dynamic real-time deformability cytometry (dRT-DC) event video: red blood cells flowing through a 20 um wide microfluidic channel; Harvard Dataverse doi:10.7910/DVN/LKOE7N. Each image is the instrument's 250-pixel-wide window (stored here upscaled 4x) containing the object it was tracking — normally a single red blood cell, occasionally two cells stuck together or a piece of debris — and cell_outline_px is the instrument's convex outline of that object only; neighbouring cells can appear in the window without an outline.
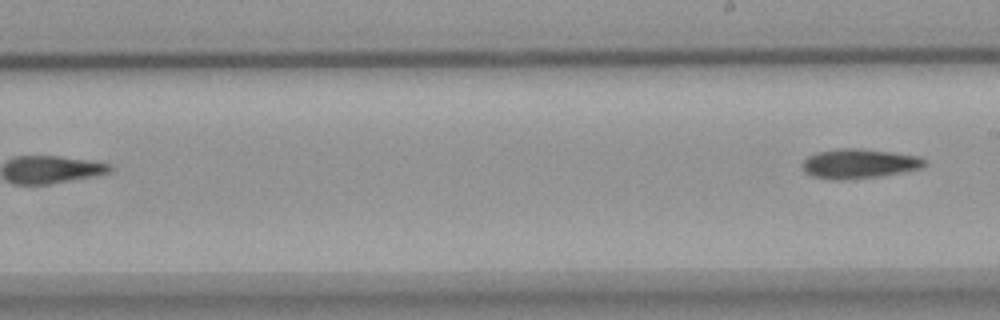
{"species": "common noctule bat (a hibernating species)", "species_latin": "Nyctalus noctula", "temperature_condition": "warm", "stored_images_in_passage": 7, "segment_of_instrument_passage": [2, 2], "camera_frame_rate_fps": 3000, "um_per_image_px": 0.085, "animal": {"sex": "female", "body_mass_g": 18.4}, "frame": {"image": 1, "passage_image": 7, "time_ms": 7.0, "image_size_px": [1000, 320], "cell_outline_px": [[928, 164], [920, 168], [880, 176], [844, 180], [832, 180], [812, 176], [804, 172], [800, 164], [808, 156], [816, 152], [836, 148], [860, 148], [892, 152], [920, 156], [928, 160]], "centroid_in_image_um": [73.0, 13.9], "position_along_channel_um": 216.0, "area_um2": 21.39}}